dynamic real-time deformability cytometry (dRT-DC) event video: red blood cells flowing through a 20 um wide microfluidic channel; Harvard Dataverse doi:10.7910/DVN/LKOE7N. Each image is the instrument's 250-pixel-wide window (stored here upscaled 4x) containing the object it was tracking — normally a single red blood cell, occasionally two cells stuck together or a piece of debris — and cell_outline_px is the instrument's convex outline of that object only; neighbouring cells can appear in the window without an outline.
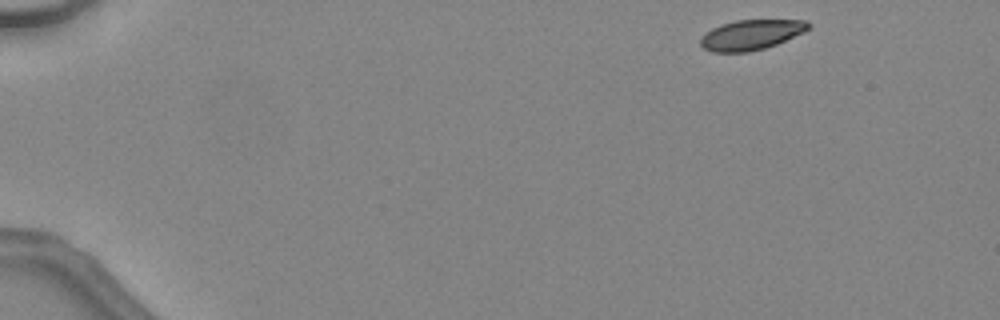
{"species": "common noctule bat (a hibernating species)", "species_latin": "Nyctalus noctula", "temperature_condition": "warm", "stored_images_in_passage": 40, "camera_frame_rate_fps": 3000, "um_per_image_px": 0.085, "animal": {"sex": "female", "body_mass_g": 24.6, "forearm_length_mm": 56.2}, "frame": {"image": 1, "passage_image": 1, "time_ms": 0.0, "image_size_px": [1000, 320], "cell_outline_px": [[808, 28], [804, 32], [776, 44], [764, 48], [748, 52], [712, 52], [704, 48], [700, 44], [700, 40], [712, 28], [720, 24], [736, 20], [808, 20]], "centroid_in_image_um": [63.83, 2.95], "position_along_channel_um": 21.2, "area_um2": 18.67}}
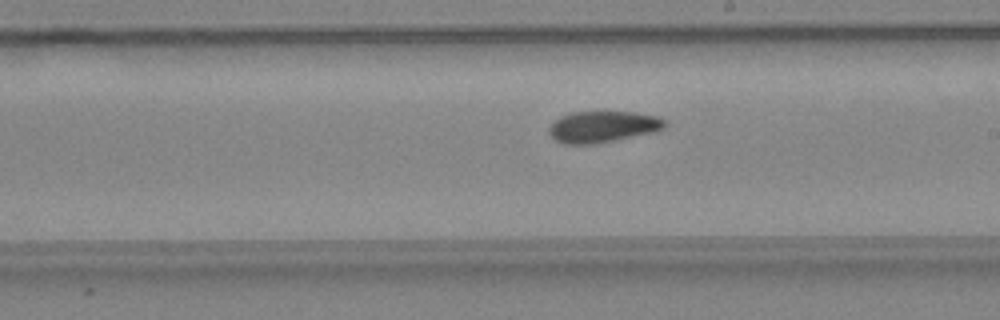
{"frame": {"image": 2, "passage_image": 24, "time_ms": 7.667, "image_size_px": [1000, 320], "cell_outline_px": [[668, 124], [664, 128], [652, 132], [592, 144], [564, 144], [556, 140], [548, 132], [548, 128], [560, 116], [572, 112], [636, 112], [656, 116], [664, 120]], "centroid_in_image_um": [51.22, 10.76], "position_along_channel_um": 237.8, "area_um2": 20.87}}
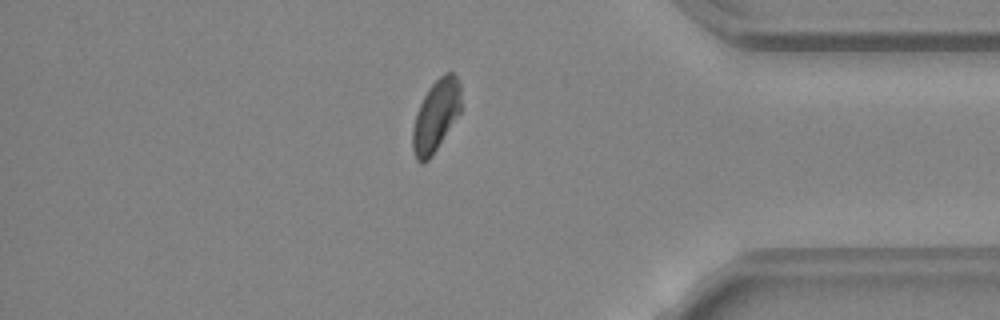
{"frame": {"image": 3, "passage_image": 36, "time_ms": 11.667, "image_size_px": [1000, 320], "cell_outline_px": [[460, 112], [432, 156], [424, 164], [420, 164], [416, 160], [412, 148], [412, 128], [420, 104], [428, 88], [444, 72], [452, 72], [460, 80]], "centroid_in_image_um": [37.04, 9.85], "position_along_channel_um": 398.2, "area_um2": 20.17}, "authors_computed_cell_mechanics": {"area_um2": 21.097, "velocity_mm_per_s": 4.5231, "shape_relaxation_time_tau1_ms": 5.2109, "shape_relaxation_time_tau2_ms": 2.5897, "deformation_change_tau1": 0.1526, "deformation_change_tau2": 0.0755}}